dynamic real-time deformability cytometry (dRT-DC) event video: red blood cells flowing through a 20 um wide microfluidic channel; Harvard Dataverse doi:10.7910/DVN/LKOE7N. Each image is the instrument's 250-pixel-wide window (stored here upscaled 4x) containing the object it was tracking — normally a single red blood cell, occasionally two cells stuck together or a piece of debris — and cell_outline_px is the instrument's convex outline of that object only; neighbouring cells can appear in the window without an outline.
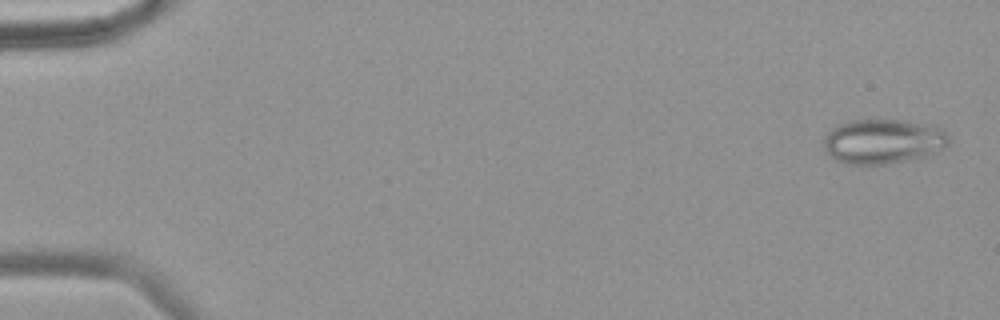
{"species": "common noctule bat (a hibernating species)", "species_latin": "Nyctalus noctula", "temperature_condition": "warm", "stored_images_in_passage": 57, "camera_frame_rate_fps": 3000, "um_per_image_px": 0.085, "animal": {"sex": "female", "body_mass_g": 18.4}, "frame": {"image": 1, "passage_image": 2, "time_ms": 0.333, "image_size_px": [1000, 320], "cell_outline_px": [[948, 144], [944, 148], [936, 152], [924, 156], [888, 164], [844, 164], [836, 160], [824, 148], [824, 136], [836, 124], [852, 120], [876, 116], [932, 124], [944, 128], [948, 132]], "centroid_in_image_um": [75.08, 11.95], "position_along_channel_um": 9.9, "area_um2": 33.64}}
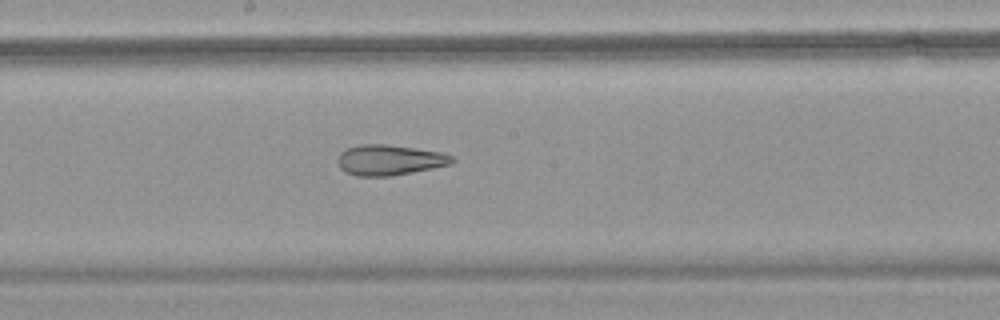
{"frame": {"image": 2, "passage_image": 32, "time_ms": 10.333, "image_size_px": [1000, 320], "cell_outline_px": [[456, 160], [452, 164], [392, 176], [356, 176], [344, 172], [340, 168], [336, 160], [340, 152], [344, 148], [360, 144], [384, 144], [440, 152], [452, 156]], "centroid_in_image_um": [33.05, 13.6], "position_along_channel_um": 215.2, "area_um2": 20.4}}
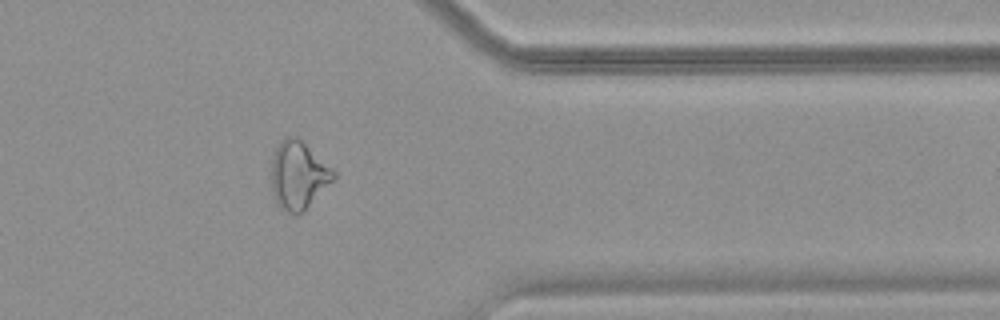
{"frame": {"image": 3, "passage_image": 47, "time_ms": 15.333, "image_size_px": [1000, 320], "cell_outline_px": [[336, 180], [304, 212], [296, 216], [280, 208], [276, 204], [272, 196], [272, 156], [280, 140], [288, 136], [296, 136], [332, 168], [336, 172]], "centroid_in_image_um": [25.38, 14.95], "position_along_channel_um": 386.0, "area_um2": 25.09}, "authors_computed_cell_mechanics": {"area_um2": 25.6632, "velocity_mm_per_s": 3.6034, "shape_relaxation_time_tau1_ms": null, "shape_relaxation_time_tau2_ms": 2.4744, "deformation_change_tau1": null, "deformation_change_tau2": 0.122}}